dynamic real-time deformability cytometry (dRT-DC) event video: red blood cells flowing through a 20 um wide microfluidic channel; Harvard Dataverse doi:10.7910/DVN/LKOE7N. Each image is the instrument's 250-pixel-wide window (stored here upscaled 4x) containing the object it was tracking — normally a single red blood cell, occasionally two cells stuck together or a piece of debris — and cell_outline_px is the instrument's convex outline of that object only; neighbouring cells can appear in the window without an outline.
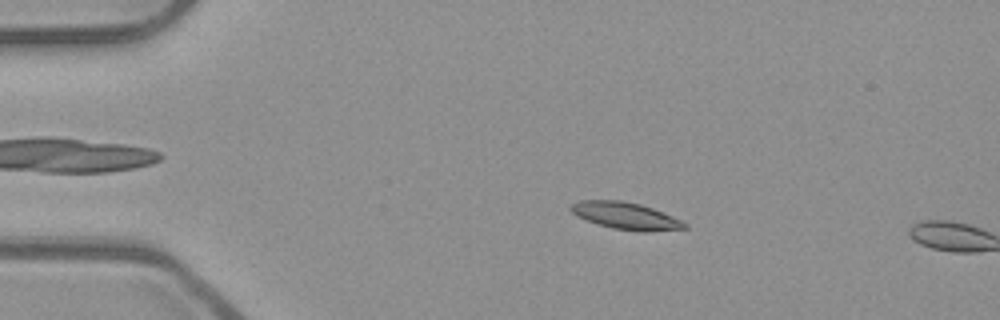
{"species": "common noctule bat (a hibernating species)", "species_latin": "Nyctalus noctula", "temperature_condition": "room temperature", "stored_images_in_passage": 11, "camera_frame_rate_fps": 3000, "um_per_image_px": 0.085, "animal": {"sex": "male", "body_mass_g": 23.1, "forearm_length_mm": 52.7}, "frame": {"image": 1, "passage_image": 10, "time_ms": 3.0, "image_size_px": [1000, 320], "cell_outline_px": [[688, 228], [648, 232], [640, 232], [612, 228], [576, 216], [568, 208], [572, 204], [580, 200], [620, 200], [640, 204], [652, 208], [672, 216], [688, 224]], "centroid_in_image_um": [53.2, 18.35], "position_along_channel_um": 31.8, "area_um2": 17.86}}